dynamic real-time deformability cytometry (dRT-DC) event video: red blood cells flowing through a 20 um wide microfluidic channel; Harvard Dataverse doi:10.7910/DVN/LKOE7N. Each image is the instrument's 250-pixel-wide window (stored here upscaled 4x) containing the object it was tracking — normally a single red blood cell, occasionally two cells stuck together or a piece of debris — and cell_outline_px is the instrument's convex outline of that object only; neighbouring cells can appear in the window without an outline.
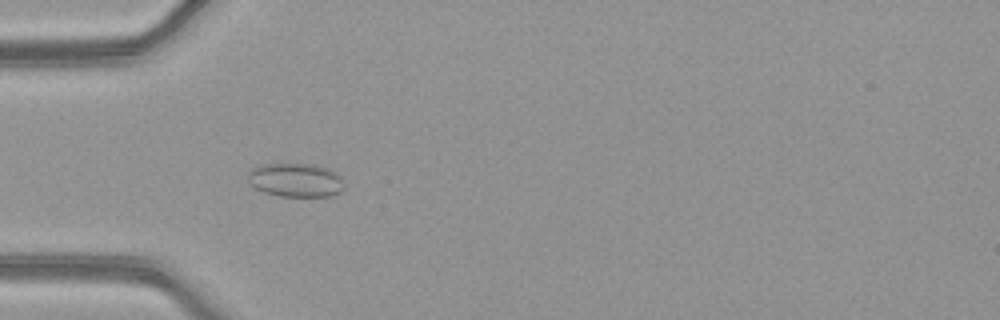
{"species": "common noctule bat (a hibernating species)", "species_latin": "Nyctalus noctula", "temperature_condition": "warm", "stored_images_in_passage": 36, "camera_frame_rate_fps": 3000, "um_per_image_px": 0.085, "animal": {"sex": "female", "body_mass_g": 21.9}, "frame": {"image": 1, "passage_image": 1, "time_ms": 0.0, "image_size_px": [1000, 320], "cell_outline_px": [[344, 188], [340, 192], [332, 196], [280, 196], [264, 192], [256, 188], [248, 180], [248, 172], [252, 168], [260, 164], [312, 164], [328, 168], [336, 172], [340, 176], [344, 184]], "centroid_in_image_um": [25.15, 15.3], "position_along_channel_um": 59.9, "area_um2": 19.02}}
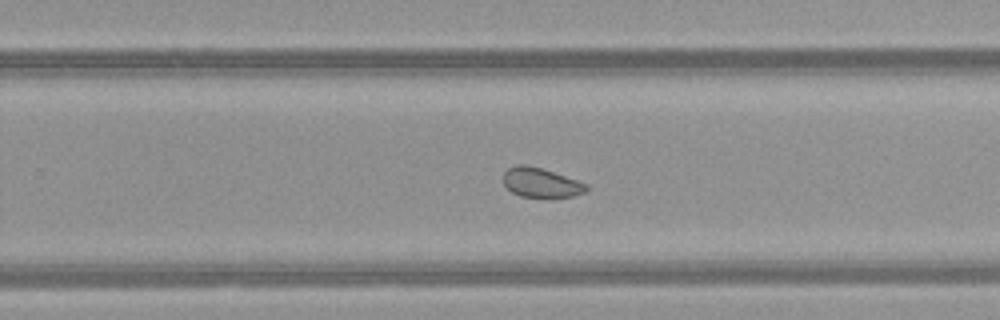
{"frame": {"image": 2, "passage_image": 18, "time_ms": 5.667, "image_size_px": [1000, 320], "cell_outline_px": [[588, 188], [584, 192], [572, 196], [520, 196], [512, 192], [504, 184], [504, 172], [508, 168], [516, 164], [528, 164], [588, 184]], "centroid_in_image_um": [45.95, 15.5], "position_along_channel_um": 283.9, "area_um2": 13.87}}
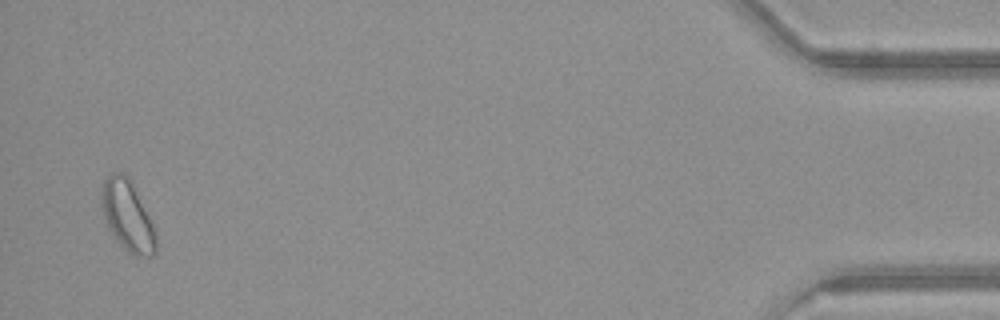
{"frame": {"image": 3, "passage_image": 35, "time_ms": 11.333, "image_size_px": [1000, 320], "cell_outline_px": [[156, 252], [152, 256], [136, 256], [128, 252], [120, 244], [108, 228], [104, 220], [100, 204], [100, 188], [104, 180], [112, 172], [120, 172], [128, 176], [132, 180], [156, 232]], "centroid_in_image_um": [10.81, 18.31], "position_along_channel_um": 424.4, "area_um2": 22.66}, "authors_computed_cell_mechanics": {"area_um2": 15.6349, "velocity_mm_per_s": 4.0026, "shape_relaxation_time_tau1_ms": null, "shape_relaxation_time_tau2_ms": 1.9011, "deformation_change_tau1": null, "deformation_change_tau2": 0.0555}}